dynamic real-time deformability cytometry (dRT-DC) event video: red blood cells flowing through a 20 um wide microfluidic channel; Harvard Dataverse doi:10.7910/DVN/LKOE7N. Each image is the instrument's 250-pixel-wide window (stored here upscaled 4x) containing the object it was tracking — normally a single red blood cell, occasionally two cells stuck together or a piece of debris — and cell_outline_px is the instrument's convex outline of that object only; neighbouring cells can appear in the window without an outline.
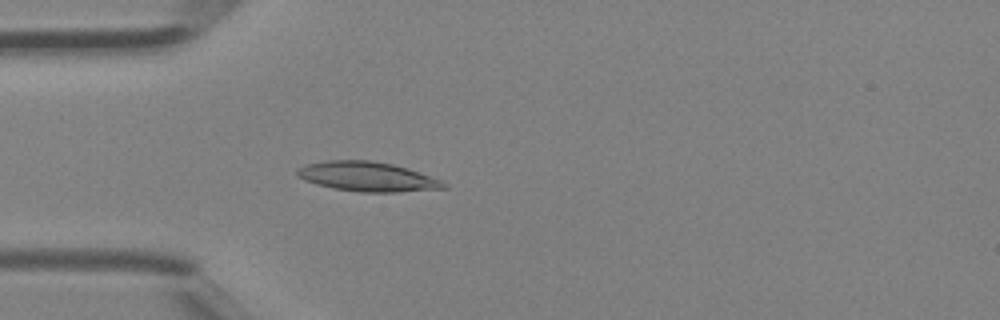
{"species": "Egyptian fruit bat (a non-hibernating species)", "species_latin": "Rousettus aegyptiacus", "temperature_condition": "room temperature", "stored_images_in_passage": 41, "camera_frame_rate_fps": 3000, "um_per_image_px": 0.085, "animal": {"sex": "female"}, "frame": {"image": 1, "passage_image": 11, "time_ms": 3.333, "image_size_px": [1000, 320], "cell_outline_px": [[448, 188], [400, 192], [360, 192], [336, 188], [316, 184], [304, 180], [296, 176], [296, 168], [308, 164], [328, 160], [372, 160], [392, 164], [408, 168], [440, 180], [448, 184]], "centroid_in_image_um": [31.23, 15.01], "position_along_channel_um": 53.8, "area_um2": 25.26}}
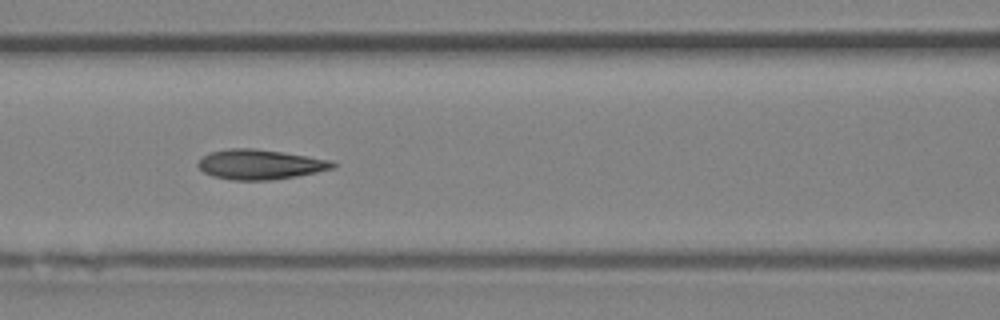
{"frame": {"image": 2, "passage_image": 17, "time_ms": 5.333, "image_size_px": [1000, 320], "cell_outline_px": [[336, 168], [296, 176], [272, 180], [232, 180], [212, 176], [204, 172], [196, 164], [208, 152], [228, 148], [256, 148], [284, 152], [332, 160], [336, 164]], "centroid_in_image_um": [22.11, 13.97], "position_along_channel_um": 144.5, "area_um2": 23.64}}
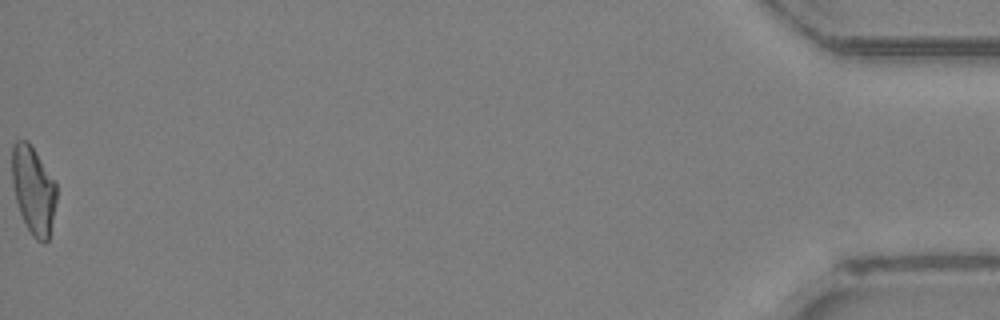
{"frame": {"image": 3, "passage_image": 41, "time_ms": 13.333, "image_size_px": [1000, 320], "cell_outline_px": [[56, 204], [48, 240], [44, 244], [36, 240], [32, 236], [20, 212], [16, 200], [12, 184], [12, 144], [16, 140], [28, 140], [56, 180]], "centroid_in_image_um": [2.85, 16.13], "position_along_channel_um": 432.4, "area_um2": 23.0}}